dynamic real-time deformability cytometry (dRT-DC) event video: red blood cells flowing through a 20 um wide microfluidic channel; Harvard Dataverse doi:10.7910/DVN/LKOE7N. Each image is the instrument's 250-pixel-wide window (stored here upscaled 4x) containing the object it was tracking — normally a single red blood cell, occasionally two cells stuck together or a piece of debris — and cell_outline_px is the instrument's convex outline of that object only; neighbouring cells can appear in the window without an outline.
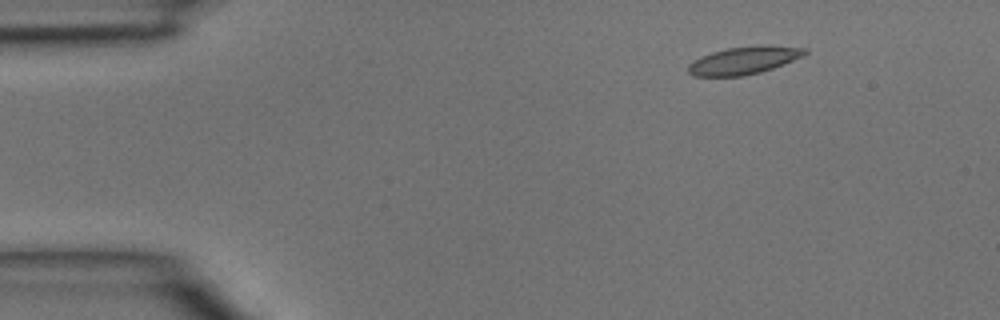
{"species": "common noctule bat (a hibernating species)", "species_latin": "Nyctalus noctula", "temperature_condition": "room temperature", "stored_images_in_passage": 2, "camera_frame_rate_fps": 3000, "um_per_image_px": 0.085, "animal": {"sex": "male", "body_mass_g": 15.6}, "frame": {"image": 1, "passage_image": 2, "time_ms": 0.333, "image_size_px": [1000, 320], "cell_outline_px": [[808, 52], [804, 56], [772, 68], [760, 72], [744, 76], [692, 76], [688, 72], [688, 64], [692, 60], [700, 56], [712, 52], [728, 48], [760, 44], [768, 44], [808, 48]], "centroid_in_image_um": [63.25, 5.11], "position_along_channel_um": 21.8, "area_um2": 19.13}}